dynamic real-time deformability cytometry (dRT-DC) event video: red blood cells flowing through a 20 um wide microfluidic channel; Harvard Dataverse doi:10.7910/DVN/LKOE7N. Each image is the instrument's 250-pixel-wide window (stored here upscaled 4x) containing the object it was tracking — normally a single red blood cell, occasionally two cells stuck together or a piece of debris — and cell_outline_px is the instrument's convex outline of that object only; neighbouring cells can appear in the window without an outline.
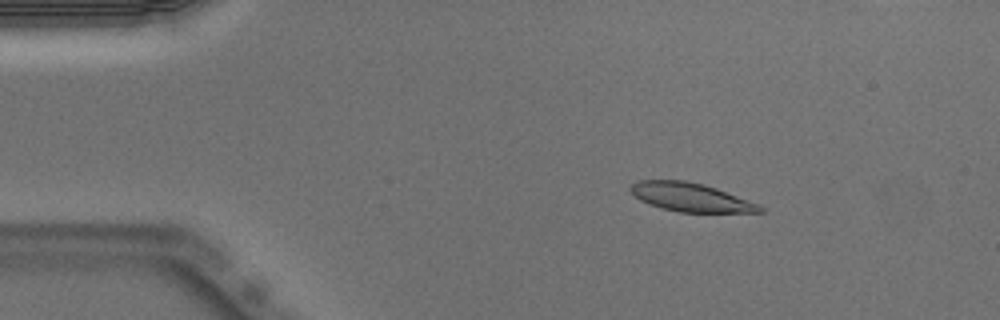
{"species": "Egyptian fruit bat (a non-hibernating species)", "species_latin": "Rousettus aegyptiacus", "temperature_condition": "warm", "stored_images_in_passage": 51, "camera_frame_rate_fps": 3000, "um_per_image_px": 0.085, "animal": {"sex": "male"}, "frame": {"image": 1, "passage_image": 8, "time_ms": 2.333, "image_size_px": [1000, 320], "cell_outline_px": [[764, 212], [680, 212], [648, 204], [640, 200], [628, 188], [632, 184], [640, 180], [684, 180], [704, 184], [716, 188], [760, 204], [764, 208]], "centroid_in_image_um": [58.73, 16.76], "position_along_channel_um": 26.3, "area_um2": 21.44}}
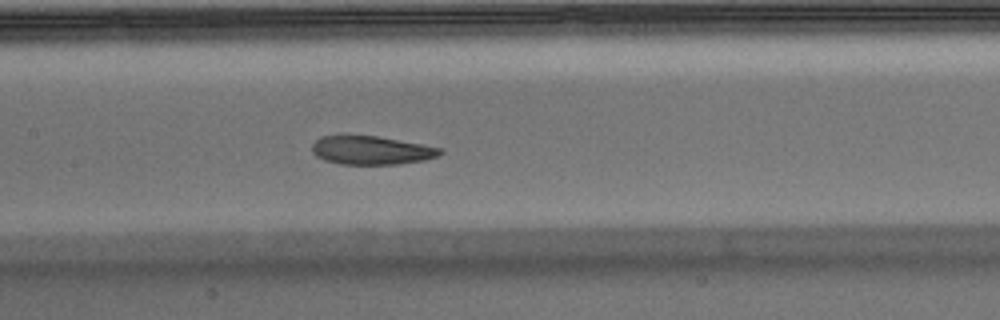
{"frame": {"image": 2, "passage_image": 24, "time_ms": 7.667, "image_size_px": [1000, 320], "cell_outline_px": [[444, 152], [436, 156], [424, 160], [400, 164], [340, 164], [324, 160], [316, 156], [312, 152], [312, 144], [320, 136], [340, 132], [348, 132], [376, 136], [444, 148]], "centroid_in_image_um": [31.48, 12.72], "position_along_channel_um": 175.9, "area_um2": 22.14}}
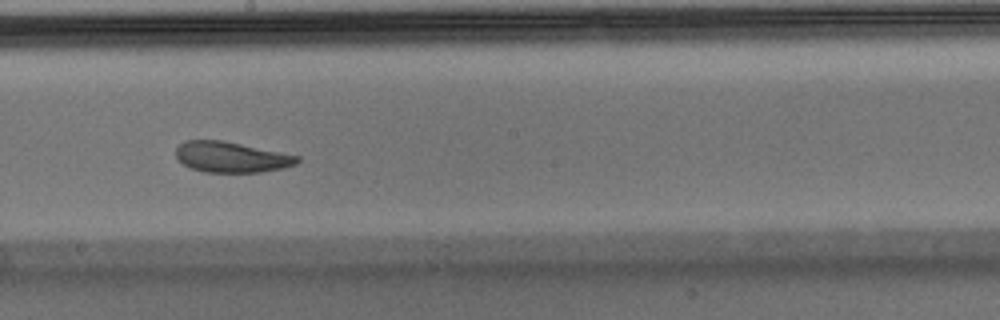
{"frame": {"image": 3, "passage_image": 28, "time_ms": 9.0, "image_size_px": [1000, 320], "cell_outline_px": [[300, 160], [296, 164], [284, 168], [260, 172], [204, 172], [192, 168], [184, 164], [176, 156], [176, 148], [184, 140], [224, 140], [300, 156]], "centroid_in_image_um": [19.68, 13.34], "position_along_channel_um": 228.5, "area_um2": 21.68}, "authors_computed_cell_mechanics": {"area_um2": 22.8888, "velocity_mm_per_s": 3.9663, "shape_relaxation_time_tau1_ms": 2.9243, "shape_relaxation_time_tau2_ms": 2.5923, "deformation_change_tau1": 0.1441, "deformation_change_tau2": 0.1056}}